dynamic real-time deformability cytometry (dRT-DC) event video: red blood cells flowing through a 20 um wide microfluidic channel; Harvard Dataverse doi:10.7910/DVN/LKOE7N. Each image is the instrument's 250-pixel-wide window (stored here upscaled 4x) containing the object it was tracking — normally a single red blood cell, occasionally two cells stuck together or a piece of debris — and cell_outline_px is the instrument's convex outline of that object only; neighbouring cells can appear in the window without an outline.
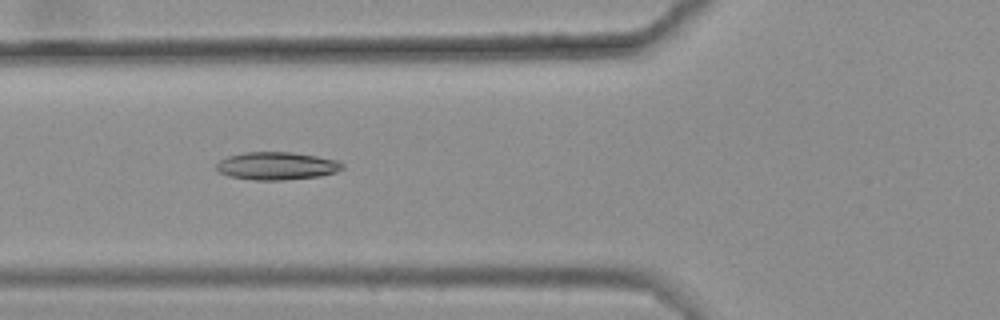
{"species": "common noctule bat (a hibernating species)", "species_latin": "Nyctalus noctula", "temperature_condition": "warm", "stored_images_in_passage": 10, "camera_frame_rate_fps": 3000, "um_per_image_px": 0.085, "animal": {"sex": "female", "body_mass_g": 25.1}, "frame": {"image": 1, "passage_image": 6, "time_ms": 1.667, "image_size_px": [1000, 320], "cell_outline_px": [[344, 168], [336, 172], [320, 176], [284, 180], [252, 180], [228, 176], [220, 172], [216, 168], [216, 164], [220, 160], [228, 156], [244, 152], [292, 152], [340, 160], [344, 164]], "centroid_in_image_um": [23.55, 14.1], "position_along_channel_um": 102.3, "area_um2": 20.58}}
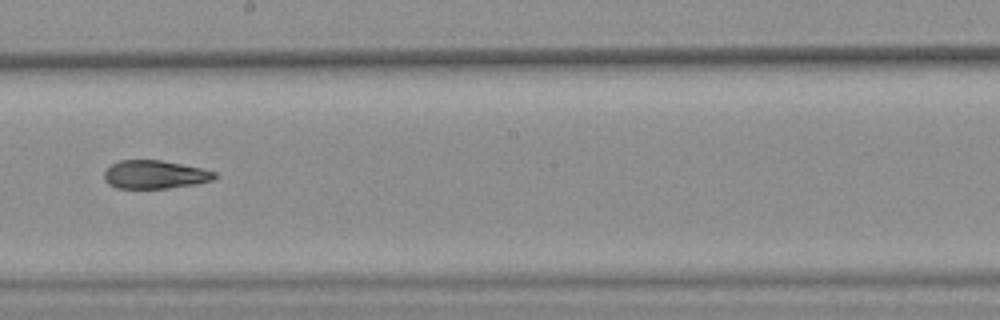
{"frame": {"image": 2, "passage_image": 9, "time_ms": 2.667, "image_size_px": [1000, 320], "cell_outline_px": [[216, 176], [212, 180], [196, 184], [168, 188], [116, 188], [108, 184], [104, 180], [104, 172], [112, 164], [120, 160], [160, 160], [200, 168], [216, 172]], "centroid_in_image_um": [13.13, 14.84], "position_along_channel_um": 235.1, "area_um2": 18.09}}
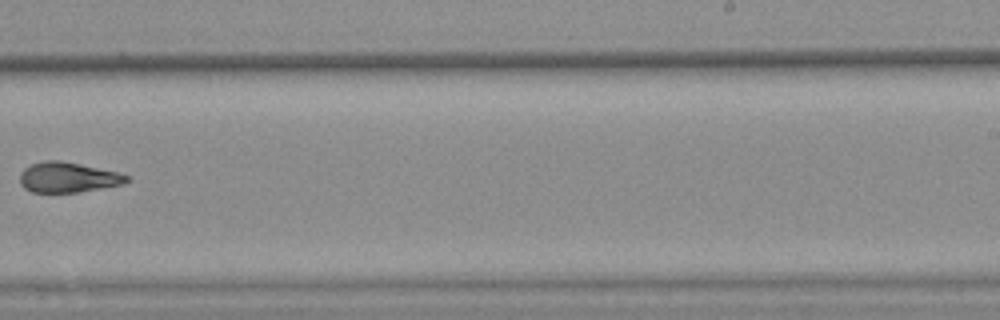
{"frame": {"image": 3, "passage_image": 10, "time_ms": 3.0, "image_size_px": [1000, 320], "cell_outline_px": [[132, 180], [124, 184], [76, 192], [32, 192], [24, 188], [20, 184], [20, 172], [24, 168], [32, 164], [44, 160], [60, 160], [120, 172], [128, 176]], "centroid_in_image_um": [5.79, 15.07], "position_along_channel_um": 283.2, "area_um2": 18.9}}